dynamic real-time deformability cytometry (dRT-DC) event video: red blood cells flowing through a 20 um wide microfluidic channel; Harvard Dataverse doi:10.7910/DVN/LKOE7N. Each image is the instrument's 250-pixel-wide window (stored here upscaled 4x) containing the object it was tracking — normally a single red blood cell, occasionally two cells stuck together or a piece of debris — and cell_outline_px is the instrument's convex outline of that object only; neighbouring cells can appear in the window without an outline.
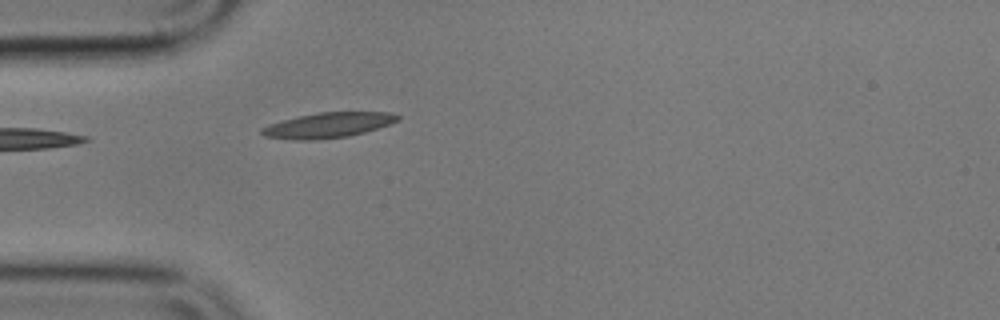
{"species": "common noctule bat (a hibernating species)", "species_latin": "Nyctalus noctula", "temperature_condition": "cold", "stored_images_in_passage": 42, "camera_frame_rate_fps": 3000, "um_per_image_px": 0.085, "animal": {"sex": "male", "body_mass_g": 17.9}, "frame": {"image": 1, "passage_image": 1, "time_ms": 0.0, "image_size_px": [1000, 320], "cell_outline_px": [[400, 120], [364, 132], [348, 136], [316, 140], [292, 140], [264, 136], [260, 132], [260, 128], [268, 124], [300, 116], [320, 112], [392, 112], [400, 116]], "centroid_in_image_um": [27.86, 10.64], "position_along_channel_um": 57.1, "area_um2": 19.88}}
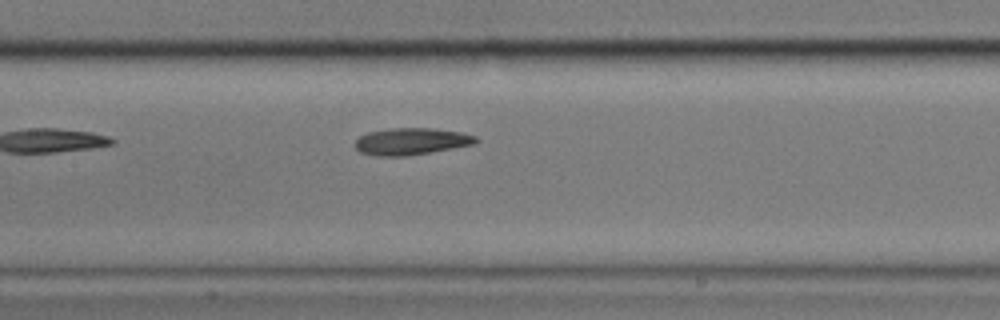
{"frame": {"image": 2, "passage_image": 11, "time_ms": 3.333, "image_size_px": [1000, 320], "cell_outline_px": [[480, 140], [476, 144], [404, 156], [376, 156], [360, 152], [356, 148], [356, 140], [360, 136], [368, 132], [392, 128], [432, 128], [460, 132], [476, 136]], "centroid_in_image_um": [34.97, 12.01], "position_along_channel_um": 172.4, "area_um2": 18.79}}
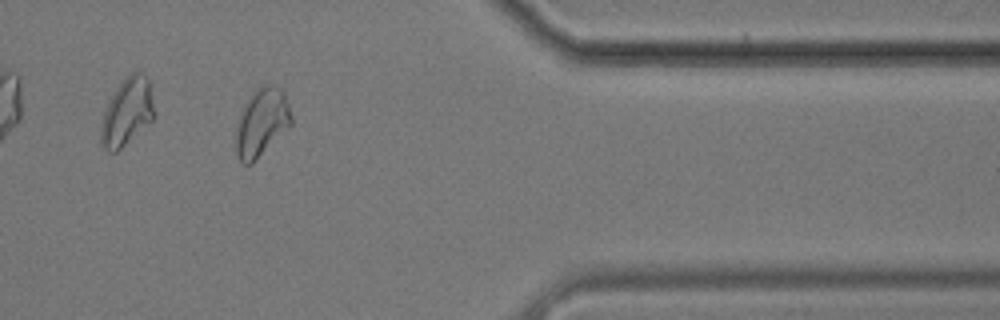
{"frame": {"image": 3, "passage_image": 31, "time_ms": 10.0, "image_size_px": [1000, 320], "cell_outline_px": [[292, 124], [252, 164], [244, 164], [236, 156], [236, 128], [240, 116], [252, 92], [260, 84], [276, 84], [284, 92], [292, 116]], "centroid_in_image_um": [22.26, 10.39], "position_along_channel_um": 389.1, "area_um2": 21.91}}